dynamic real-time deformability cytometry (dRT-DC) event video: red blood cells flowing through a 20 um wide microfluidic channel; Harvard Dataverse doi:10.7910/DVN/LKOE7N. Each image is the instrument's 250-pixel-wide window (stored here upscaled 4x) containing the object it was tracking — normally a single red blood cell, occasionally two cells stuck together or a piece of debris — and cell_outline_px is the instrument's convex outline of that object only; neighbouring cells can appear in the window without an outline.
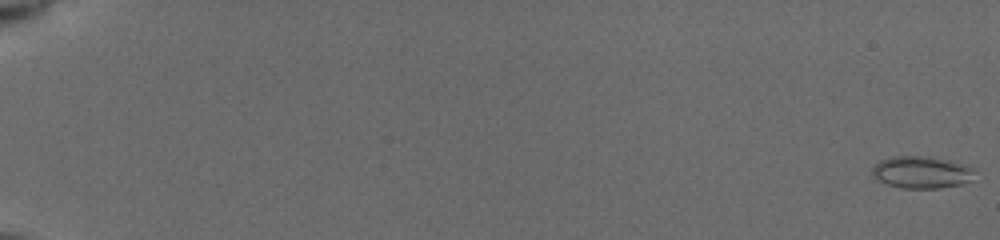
{"species": "common noctule bat (a hibernating species)", "species_latin": "Nyctalus noctula", "temperature_condition": "cold", "stored_images_in_passage": 6, "camera_frame_rate_fps": 3000, "um_per_image_px": 0.085, "animal": {"sex": "female", "body_mass_g": 19.5, "forearm_length_mm": 54.1}, "frame": {"image": 1, "passage_image": 1, "time_ms": 0.0, "image_size_px": [1000, 240], "cell_outline_px": [[972, 168], [968, 180], [960, 184], [940, 188], [900, 188], [888, 184], [872, 176], [872, 168], [880, 160], [892, 156], [920, 156], [948, 160]], "centroid_in_image_um": [78.22, 14.64], "position_along_channel_um": 6.8, "area_um2": 18.55}}